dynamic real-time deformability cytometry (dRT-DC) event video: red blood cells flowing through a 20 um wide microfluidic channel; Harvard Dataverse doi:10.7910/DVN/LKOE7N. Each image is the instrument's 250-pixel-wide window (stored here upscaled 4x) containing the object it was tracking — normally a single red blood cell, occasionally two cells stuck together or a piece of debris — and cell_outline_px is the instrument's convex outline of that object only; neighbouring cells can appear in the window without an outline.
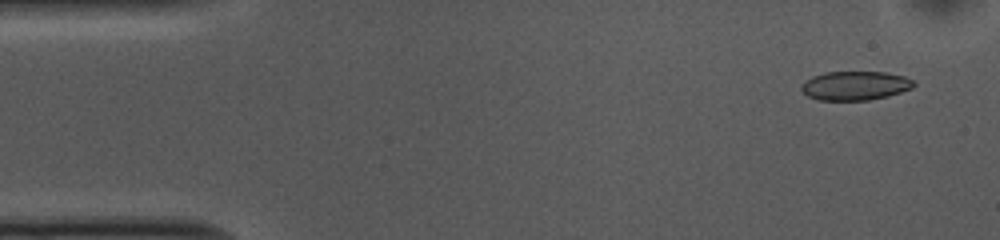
{"species": "common noctule bat (a hibernating species)", "species_latin": "Nyctalus noctula", "temperature_condition": "cold", "stored_images_in_passage": 53, "camera_frame_rate_fps": 3000, "um_per_image_px": 0.085, "animal": {"sex": "female", "body_mass_g": 10.0, "forearm_length_mm": 53.1}, "frame": {"image": 1, "passage_image": 3, "time_ms": 0.667, "image_size_px": [1000, 240], "cell_outline_px": [[916, 84], [912, 88], [888, 96], [868, 100], [820, 100], [808, 96], [800, 88], [800, 84], [804, 80], [812, 76], [824, 72], [884, 72], [904, 76], [912, 80]], "centroid_in_image_um": [72.66, 7.27], "position_along_channel_um": 12.3, "area_um2": 19.02}}
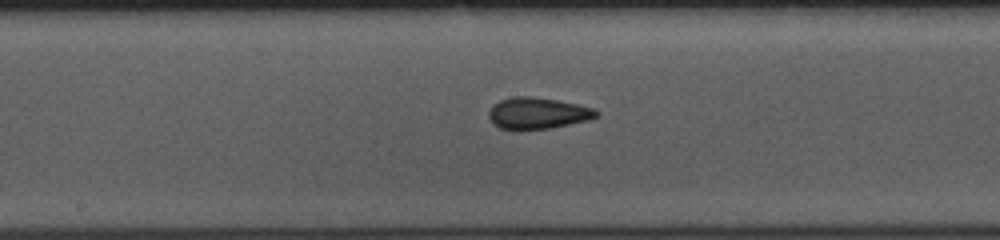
{"frame": {"image": 2, "passage_image": 26, "time_ms": 8.333, "image_size_px": [1000, 240], "cell_outline_px": [[600, 116], [592, 120], [548, 128], [500, 128], [492, 124], [488, 116], [488, 112], [500, 100], [512, 96], [532, 96], [556, 100], [576, 104], [592, 108], [600, 112]], "centroid_in_image_um": [45.74, 9.61], "position_along_channel_um": 202.5, "area_um2": 19.48}}
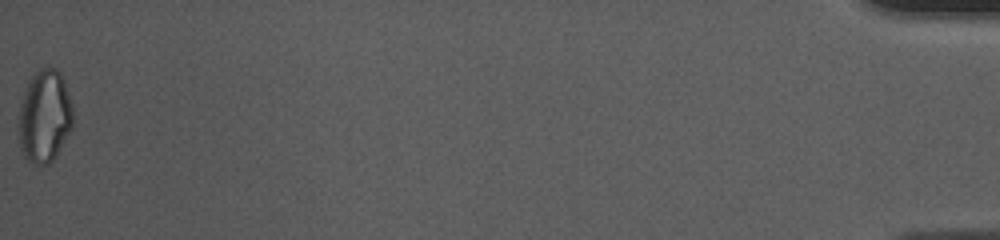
{"frame": {"image": 3, "passage_image": 53, "time_ms": 17.333, "image_size_px": [1000, 240], "cell_outline_px": [[72, 128], [56, 156], [48, 164], [36, 164], [28, 160], [24, 156], [20, 148], [20, 104], [28, 80], [40, 68], [56, 68], [60, 72], [64, 80], [72, 104]], "centroid_in_image_um": [3.81, 9.87], "position_along_channel_um": 431.4, "area_um2": 29.07}, "authors_computed_cell_mechanics": {"area_um2": 19.8254, "velocity_mm_per_s": 3.6974, "shape_relaxation_time_tau1_ms": 8.65, "shape_relaxation_time_tau2_ms": 2.2799, "deformation_change_tau1": 0.145, "deformation_change_tau2": 0.0715}}